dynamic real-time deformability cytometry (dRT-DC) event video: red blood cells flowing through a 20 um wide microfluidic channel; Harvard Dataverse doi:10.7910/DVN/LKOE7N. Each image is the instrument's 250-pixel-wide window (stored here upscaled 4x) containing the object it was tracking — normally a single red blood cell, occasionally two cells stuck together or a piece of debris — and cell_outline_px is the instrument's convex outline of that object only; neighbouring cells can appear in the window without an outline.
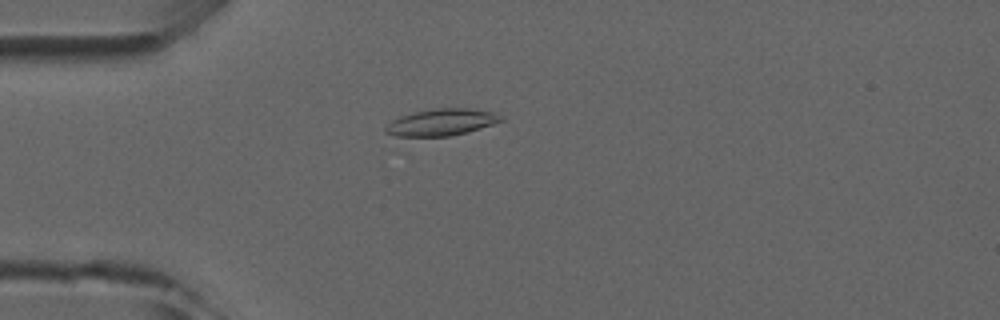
{"species": "common noctule bat (a hibernating species)", "species_latin": "Nyctalus noctula", "temperature_condition": "room temperature", "stored_images_in_passage": 1, "camera_frame_rate_fps": 3000, "um_per_image_px": 0.085, "animal": {"sex": "male", "forearm_length_mm": 52.5}, "frame": {"image": 1, "passage_image": 1, "time_ms": 0.0, "image_size_px": [1000, 320], "cell_outline_px": [[504, 120], [468, 132], [448, 136], [396, 136], [384, 132], [384, 128], [392, 120], [400, 116], [416, 112], [436, 108], [468, 108], [492, 112]], "centroid_in_image_um": [37.48, 10.39], "position_along_channel_um": 47.5, "area_um2": 17.69}}